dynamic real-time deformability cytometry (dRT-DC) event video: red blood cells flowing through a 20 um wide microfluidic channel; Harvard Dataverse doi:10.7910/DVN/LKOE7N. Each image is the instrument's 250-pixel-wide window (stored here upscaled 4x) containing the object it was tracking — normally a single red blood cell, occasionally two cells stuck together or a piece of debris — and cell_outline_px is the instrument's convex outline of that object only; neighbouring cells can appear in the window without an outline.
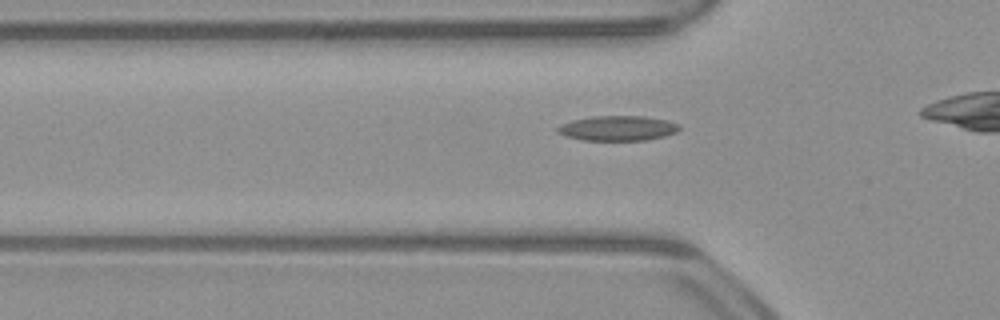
{"species": "common noctule bat (a hibernating species)", "species_latin": "Nyctalus noctula", "temperature_condition": "warm", "stored_images_in_passage": 16, "camera_frame_rate_fps": 3000, "um_per_image_px": 0.085, "animal": {"sex": "male", "body_mass_g": 23.1, "forearm_length_mm": 52.7}, "frame": {"image": 1, "passage_image": 10, "time_ms": 3.0, "image_size_px": [1000, 320], "cell_outline_px": [[680, 128], [676, 132], [664, 136], [648, 140], [580, 140], [556, 132], [556, 128], [572, 120], [592, 116], [644, 116], [668, 120], [680, 124]], "centroid_in_image_um": [52.54, 10.89], "position_along_channel_um": 73.3, "area_um2": 17.69}}
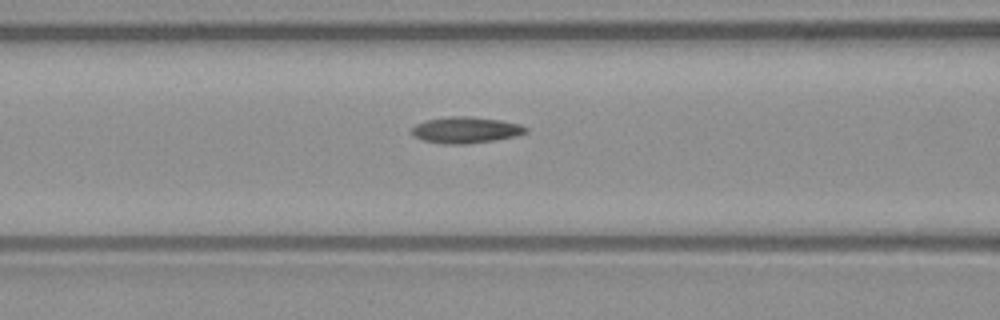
{"frame": {"image": 2, "passage_image": 14, "time_ms": 4.333, "image_size_px": [1000, 320], "cell_outline_px": [[528, 132], [496, 140], [468, 144], [444, 144], [424, 140], [412, 136], [412, 128], [416, 124], [428, 120], [448, 116], [472, 116], [500, 120], [520, 124], [528, 128]], "centroid_in_image_um": [39.59, 11.05], "position_along_channel_um": 127.0, "area_um2": 17.46}}